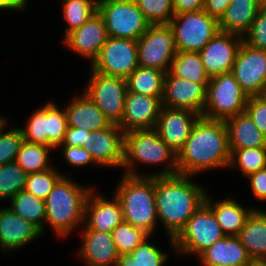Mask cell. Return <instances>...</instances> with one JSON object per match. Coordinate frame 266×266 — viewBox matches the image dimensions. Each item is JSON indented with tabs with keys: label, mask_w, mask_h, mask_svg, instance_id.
Listing matches in <instances>:
<instances>
[{
	"label": "cell",
	"mask_w": 266,
	"mask_h": 266,
	"mask_svg": "<svg viewBox=\"0 0 266 266\" xmlns=\"http://www.w3.org/2000/svg\"><path fill=\"white\" fill-rule=\"evenodd\" d=\"M230 161L228 131L224 121L200 116L177 154L178 174L227 168Z\"/></svg>",
	"instance_id": "1"
},
{
	"label": "cell",
	"mask_w": 266,
	"mask_h": 266,
	"mask_svg": "<svg viewBox=\"0 0 266 266\" xmlns=\"http://www.w3.org/2000/svg\"><path fill=\"white\" fill-rule=\"evenodd\" d=\"M189 179V175L183 174L155 177L157 218L163 223L173 247L174 239L205 202L207 194L203 186Z\"/></svg>",
	"instance_id": "2"
},
{
	"label": "cell",
	"mask_w": 266,
	"mask_h": 266,
	"mask_svg": "<svg viewBox=\"0 0 266 266\" xmlns=\"http://www.w3.org/2000/svg\"><path fill=\"white\" fill-rule=\"evenodd\" d=\"M92 189L63 175L45 199V224L58 236H69L84 222L85 203Z\"/></svg>",
	"instance_id": "3"
},
{
	"label": "cell",
	"mask_w": 266,
	"mask_h": 266,
	"mask_svg": "<svg viewBox=\"0 0 266 266\" xmlns=\"http://www.w3.org/2000/svg\"><path fill=\"white\" fill-rule=\"evenodd\" d=\"M114 195L120 201L124 221L152 236L158 222L155 177L124 174Z\"/></svg>",
	"instance_id": "4"
},
{
	"label": "cell",
	"mask_w": 266,
	"mask_h": 266,
	"mask_svg": "<svg viewBox=\"0 0 266 266\" xmlns=\"http://www.w3.org/2000/svg\"><path fill=\"white\" fill-rule=\"evenodd\" d=\"M145 165L168 164L161 172L146 174L145 177L169 176L178 174L177 154L160 138L155 129L134 130L125 133L124 163L125 175L144 177L137 173L136 163Z\"/></svg>",
	"instance_id": "5"
},
{
	"label": "cell",
	"mask_w": 266,
	"mask_h": 266,
	"mask_svg": "<svg viewBox=\"0 0 266 266\" xmlns=\"http://www.w3.org/2000/svg\"><path fill=\"white\" fill-rule=\"evenodd\" d=\"M248 95L231 72L210 78L202 117L221 120L245 112Z\"/></svg>",
	"instance_id": "6"
},
{
	"label": "cell",
	"mask_w": 266,
	"mask_h": 266,
	"mask_svg": "<svg viewBox=\"0 0 266 266\" xmlns=\"http://www.w3.org/2000/svg\"><path fill=\"white\" fill-rule=\"evenodd\" d=\"M177 51L199 52L219 31V21L203 10L173 16L168 24Z\"/></svg>",
	"instance_id": "7"
},
{
	"label": "cell",
	"mask_w": 266,
	"mask_h": 266,
	"mask_svg": "<svg viewBox=\"0 0 266 266\" xmlns=\"http://www.w3.org/2000/svg\"><path fill=\"white\" fill-rule=\"evenodd\" d=\"M97 12L103 18L108 37L138 40L150 26L135 1L102 0Z\"/></svg>",
	"instance_id": "8"
},
{
	"label": "cell",
	"mask_w": 266,
	"mask_h": 266,
	"mask_svg": "<svg viewBox=\"0 0 266 266\" xmlns=\"http://www.w3.org/2000/svg\"><path fill=\"white\" fill-rule=\"evenodd\" d=\"M224 236L212 210L203 203L174 239L173 249L181 255L192 253L198 256Z\"/></svg>",
	"instance_id": "9"
},
{
	"label": "cell",
	"mask_w": 266,
	"mask_h": 266,
	"mask_svg": "<svg viewBox=\"0 0 266 266\" xmlns=\"http://www.w3.org/2000/svg\"><path fill=\"white\" fill-rule=\"evenodd\" d=\"M68 128L65 109L61 110L55 102L46 104L33 112L26 128H21L24 141L43 144L53 149L64 141Z\"/></svg>",
	"instance_id": "10"
},
{
	"label": "cell",
	"mask_w": 266,
	"mask_h": 266,
	"mask_svg": "<svg viewBox=\"0 0 266 266\" xmlns=\"http://www.w3.org/2000/svg\"><path fill=\"white\" fill-rule=\"evenodd\" d=\"M176 53L174 34L168 24L150 25L137 40V57L140 67L156 68L168 72Z\"/></svg>",
	"instance_id": "11"
},
{
	"label": "cell",
	"mask_w": 266,
	"mask_h": 266,
	"mask_svg": "<svg viewBox=\"0 0 266 266\" xmlns=\"http://www.w3.org/2000/svg\"><path fill=\"white\" fill-rule=\"evenodd\" d=\"M90 76L84 93L104 113L111 124H119L124 112L126 79L107 76L92 70Z\"/></svg>",
	"instance_id": "12"
},
{
	"label": "cell",
	"mask_w": 266,
	"mask_h": 266,
	"mask_svg": "<svg viewBox=\"0 0 266 266\" xmlns=\"http://www.w3.org/2000/svg\"><path fill=\"white\" fill-rule=\"evenodd\" d=\"M138 66L137 40L108 37L91 70L126 79Z\"/></svg>",
	"instance_id": "13"
},
{
	"label": "cell",
	"mask_w": 266,
	"mask_h": 266,
	"mask_svg": "<svg viewBox=\"0 0 266 266\" xmlns=\"http://www.w3.org/2000/svg\"><path fill=\"white\" fill-rule=\"evenodd\" d=\"M231 73L248 96L260 95L266 89V50L243 41Z\"/></svg>",
	"instance_id": "14"
},
{
	"label": "cell",
	"mask_w": 266,
	"mask_h": 266,
	"mask_svg": "<svg viewBox=\"0 0 266 266\" xmlns=\"http://www.w3.org/2000/svg\"><path fill=\"white\" fill-rule=\"evenodd\" d=\"M242 42L241 35L219 31L199 51L209 78L231 72Z\"/></svg>",
	"instance_id": "15"
},
{
	"label": "cell",
	"mask_w": 266,
	"mask_h": 266,
	"mask_svg": "<svg viewBox=\"0 0 266 266\" xmlns=\"http://www.w3.org/2000/svg\"><path fill=\"white\" fill-rule=\"evenodd\" d=\"M207 85L178 78L166 72L162 106L172 109L191 110L202 116L206 102Z\"/></svg>",
	"instance_id": "16"
},
{
	"label": "cell",
	"mask_w": 266,
	"mask_h": 266,
	"mask_svg": "<svg viewBox=\"0 0 266 266\" xmlns=\"http://www.w3.org/2000/svg\"><path fill=\"white\" fill-rule=\"evenodd\" d=\"M161 107L162 97H150L127 91L124 112L118 125L124 133L155 129Z\"/></svg>",
	"instance_id": "17"
},
{
	"label": "cell",
	"mask_w": 266,
	"mask_h": 266,
	"mask_svg": "<svg viewBox=\"0 0 266 266\" xmlns=\"http://www.w3.org/2000/svg\"><path fill=\"white\" fill-rule=\"evenodd\" d=\"M199 117V114L191 110L162 106L155 130L168 147L178 154Z\"/></svg>",
	"instance_id": "18"
},
{
	"label": "cell",
	"mask_w": 266,
	"mask_h": 266,
	"mask_svg": "<svg viewBox=\"0 0 266 266\" xmlns=\"http://www.w3.org/2000/svg\"><path fill=\"white\" fill-rule=\"evenodd\" d=\"M125 133L118 124L93 132L92 142L84 148L97 165L121 167L124 163Z\"/></svg>",
	"instance_id": "19"
},
{
	"label": "cell",
	"mask_w": 266,
	"mask_h": 266,
	"mask_svg": "<svg viewBox=\"0 0 266 266\" xmlns=\"http://www.w3.org/2000/svg\"><path fill=\"white\" fill-rule=\"evenodd\" d=\"M108 38L103 18L95 12L80 28L70 32L65 38L68 48L88 58L92 63L99 56Z\"/></svg>",
	"instance_id": "20"
},
{
	"label": "cell",
	"mask_w": 266,
	"mask_h": 266,
	"mask_svg": "<svg viewBox=\"0 0 266 266\" xmlns=\"http://www.w3.org/2000/svg\"><path fill=\"white\" fill-rule=\"evenodd\" d=\"M91 190L85 203L83 230H94L111 233L112 230L121 224L123 219L120 201L115 197L108 200L106 197Z\"/></svg>",
	"instance_id": "21"
},
{
	"label": "cell",
	"mask_w": 266,
	"mask_h": 266,
	"mask_svg": "<svg viewBox=\"0 0 266 266\" xmlns=\"http://www.w3.org/2000/svg\"><path fill=\"white\" fill-rule=\"evenodd\" d=\"M42 235L30 221L16 215L9 207H0V246L2 252L20 249Z\"/></svg>",
	"instance_id": "22"
},
{
	"label": "cell",
	"mask_w": 266,
	"mask_h": 266,
	"mask_svg": "<svg viewBox=\"0 0 266 266\" xmlns=\"http://www.w3.org/2000/svg\"><path fill=\"white\" fill-rule=\"evenodd\" d=\"M80 257L87 266H116L119 258L111 233L83 230Z\"/></svg>",
	"instance_id": "23"
},
{
	"label": "cell",
	"mask_w": 266,
	"mask_h": 266,
	"mask_svg": "<svg viewBox=\"0 0 266 266\" xmlns=\"http://www.w3.org/2000/svg\"><path fill=\"white\" fill-rule=\"evenodd\" d=\"M198 256L202 266H245L251 260L238 236H224Z\"/></svg>",
	"instance_id": "24"
},
{
	"label": "cell",
	"mask_w": 266,
	"mask_h": 266,
	"mask_svg": "<svg viewBox=\"0 0 266 266\" xmlns=\"http://www.w3.org/2000/svg\"><path fill=\"white\" fill-rule=\"evenodd\" d=\"M65 111L68 127H76L94 132L111 125V122L105 117L104 113L84 92L82 96L74 97L71 103L65 107Z\"/></svg>",
	"instance_id": "25"
},
{
	"label": "cell",
	"mask_w": 266,
	"mask_h": 266,
	"mask_svg": "<svg viewBox=\"0 0 266 266\" xmlns=\"http://www.w3.org/2000/svg\"><path fill=\"white\" fill-rule=\"evenodd\" d=\"M229 149L266 147V137L246 112L226 119Z\"/></svg>",
	"instance_id": "26"
},
{
	"label": "cell",
	"mask_w": 266,
	"mask_h": 266,
	"mask_svg": "<svg viewBox=\"0 0 266 266\" xmlns=\"http://www.w3.org/2000/svg\"><path fill=\"white\" fill-rule=\"evenodd\" d=\"M213 212L225 236H238L245 225L247 217L255 208L245 209L232 198L212 202L206 194L204 202Z\"/></svg>",
	"instance_id": "27"
},
{
	"label": "cell",
	"mask_w": 266,
	"mask_h": 266,
	"mask_svg": "<svg viewBox=\"0 0 266 266\" xmlns=\"http://www.w3.org/2000/svg\"><path fill=\"white\" fill-rule=\"evenodd\" d=\"M260 9L259 0H232L218 20L220 31L243 36Z\"/></svg>",
	"instance_id": "28"
},
{
	"label": "cell",
	"mask_w": 266,
	"mask_h": 266,
	"mask_svg": "<svg viewBox=\"0 0 266 266\" xmlns=\"http://www.w3.org/2000/svg\"><path fill=\"white\" fill-rule=\"evenodd\" d=\"M238 237L251 259L266 260V211L254 209Z\"/></svg>",
	"instance_id": "29"
},
{
	"label": "cell",
	"mask_w": 266,
	"mask_h": 266,
	"mask_svg": "<svg viewBox=\"0 0 266 266\" xmlns=\"http://www.w3.org/2000/svg\"><path fill=\"white\" fill-rule=\"evenodd\" d=\"M166 72L138 66L127 78V91L150 97H162Z\"/></svg>",
	"instance_id": "30"
},
{
	"label": "cell",
	"mask_w": 266,
	"mask_h": 266,
	"mask_svg": "<svg viewBox=\"0 0 266 266\" xmlns=\"http://www.w3.org/2000/svg\"><path fill=\"white\" fill-rule=\"evenodd\" d=\"M169 72L178 78L202 85H207L210 80L203 67L199 52L177 51Z\"/></svg>",
	"instance_id": "31"
},
{
	"label": "cell",
	"mask_w": 266,
	"mask_h": 266,
	"mask_svg": "<svg viewBox=\"0 0 266 266\" xmlns=\"http://www.w3.org/2000/svg\"><path fill=\"white\" fill-rule=\"evenodd\" d=\"M11 200L10 209L23 219L30 221L41 232L45 229V200L37 198L25 190L17 193Z\"/></svg>",
	"instance_id": "32"
},
{
	"label": "cell",
	"mask_w": 266,
	"mask_h": 266,
	"mask_svg": "<svg viewBox=\"0 0 266 266\" xmlns=\"http://www.w3.org/2000/svg\"><path fill=\"white\" fill-rule=\"evenodd\" d=\"M52 147L23 141L15 162L27 173L42 172L52 168L49 161V150Z\"/></svg>",
	"instance_id": "33"
},
{
	"label": "cell",
	"mask_w": 266,
	"mask_h": 266,
	"mask_svg": "<svg viewBox=\"0 0 266 266\" xmlns=\"http://www.w3.org/2000/svg\"><path fill=\"white\" fill-rule=\"evenodd\" d=\"M145 239L130 254L119 255L116 266H163L166 255Z\"/></svg>",
	"instance_id": "34"
},
{
	"label": "cell",
	"mask_w": 266,
	"mask_h": 266,
	"mask_svg": "<svg viewBox=\"0 0 266 266\" xmlns=\"http://www.w3.org/2000/svg\"><path fill=\"white\" fill-rule=\"evenodd\" d=\"M229 167H240L242 175L249 174L266 168V147L248 149H229Z\"/></svg>",
	"instance_id": "35"
},
{
	"label": "cell",
	"mask_w": 266,
	"mask_h": 266,
	"mask_svg": "<svg viewBox=\"0 0 266 266\" xmlns=\"http://www.w3.org/2000/svg\"><path fill=\"white\" fill-rule=\"evenodd\" d=\"M27 175L15 161L0 166V201L9 200L24 190Z\"/></svg>",
	"instance_id": "36"
},
{
	"label": "cell",
	"mask_w": 266,
	"mask_h": 266,
	"mask_svg": "<svg viewBox=\"0 0 266 266\" xmlns=\"http://www.w3.org/2000/svg\"><path fill=\"white\" fill-rule=\"evenodd\" d=\"M111 235L119 255L130 254L140 243L150 237V234L142 228L125 221L116 226Z\"/></svg>",
	"instance_id": "37"
},
{
	"label": "cell",
	"mask_w": 266,
	"mask_h": 266,
	"mask_svg": "<svg viewBox=\"0 0 266 266\" xmlns=\"http://www.w3.org/2000/svg\"><path fill=\"white\" fill-rule=\"evenodd\" d=\"M63 16L68 26L65 28V37L72 31L80 28L95 12L97 8L85 0H61Z\"/></svg>",
	"instance_id": "38"
},
{
	"label": "cell",
	"mask_w": 266,
	"mask_h": 266,
	"mask_svg": "<svg viewBox=\"0 0 266 266\" xmlns=\"http://www.w3.org/2000/svg\"><path fill=\"white\" fill-rule=\"evenodd\" d=\"M150 25L169 24L174 13L173 0H135Z\"/></svg>",
	"instance_id": "39"
},
{
	"label": "cell",
	"mask_w": 266,
	"mask_h": 266,
	"mask_svg": "<svg viewBox=\"0 0 266 266\" xmlns=\"http://www.w3.org/2000/svg\"><path fill=\"white\" fill-rule=\"evenodd\" d=\"M62 176L53 167L42 172L30 173L27 175L24 190L45 200Z\"/></svg>",
	"instance_id": "40"
},
{
	"label": "cell",
	"mask_w": 266,
	"mask_h": 266,
	"mask_svg": "<svg viewBox=\"0 0 266 266\" xmlns=\"http://www.w3.org/2000/svg\"><path fill=\"white\" fill-rule=\"evenodd\" d=\"M0 129V166L16 160L21 143L24 141L21 128H12L4 132Z\"/></svg>",
	"instance_id": "41"
},
{
	"label": "cell",
	"mask_w": 266,
	"mask_h": 266,
	"mask_svg": "<svg viewBox=\"0 0 266 266\" xmlns=\"http://www.w3.org/2000/svg\"><path fill=\"white\" fill-rule=\"evenodd\" d=\"M243 41L254 48L266 50V8L259 10L249 30L243 35Z\"/></svg>",
	"instance_id": "42"
},
{
	"label": "cell",
	"mask_w": 266,
	"mask_h": 266,
	"mask_svg": "<svg viewBox=\"0 0 266 266\" xmlns=\"http://www.w3.org/2000/svg\"><path fill=\"white\" fill-rule=\"evenodd\" d=\"M245 112L252 119L255 126L263 133L266 137V103L259 96H249Z\"/></svg>",
	"instance_id": "43"
},
{
	"label": "cell",
	"mask_w": 266,
	"mask_h": 266,
	"mask_svg": "<svg viewBox=\"0 0 266 266\" xmlns=\"http://www.w3.org/2000/svg\"><path fill=\"white\" fill-rule=\"evenodd\" d=\"M63 148V157L67 161V163L72 165L73 167H83L88 165V163H93L97 165L93 159L91 158L90 154L84 147H76V146H62Z\"/></svg>",
	"instance_id": "44"
},
{
	"label": "cell",
	"mask_w": 266,
	"mask_h": 266,
	"mask_svg": "<svg viewBox=\"0 0 266 266\" xmlns=\"http://www.w3.org/2000/svg\"><path fill=\"white\" fill-rule=\"evenodd\" d=\"M93 132L81 128L68 127L64 141L60 146L84 147L86 143L92 142Z\"/></svg>",
	"instance_id": "45"
},
{
	"label": "cell",
	"mask_w": 266,
	"mask_h": 266,
	"mask_svg": "<svg viewBox=\"0 0 266 266\" xmlns=\"http://www.w3.org/2000/svg\"><path fill=\"white\" fill-rule=\"evenodd\" d=\"M253 195L259 201H266V168L247 176Z\"/></svg>",
	"instance_id": "46"
},
{
	"label": "cell",
	"mask_w": 266,
	"mask_h": 266,
	"mask_svg": "<svg viewBox=\"0 0 266 266\" xmlns=\"http://www.w3.org/2000/svg\"><path fill=\"white\" fill-rule=\"evenodd\" d=\"M205 0H173L174 13L196 12L203 10Z\"/></svg>",
	"instance_id": "47"
},
{
	"label": "cell",
	"mask_w": 266,
	"mask_h": 266,
	"mask_svg": "<svg viewBox=\"0 0 266 266\" xmlns=\"http://www.w3.org/2000/svg\"><path fill=\"white\" fill-rule=\"evenodd\" d=\"M231 1L232 0H205L203 11L219 20Z\"/></svg>",
	"instance_id": "48"
},
{
	"label": "cell",
	"mask_w": 266,
	"mask_h": 266,
	"mask_svg": "<svg viewBox=\"0 0 266 266\" xmlns=\"http://www.w3.org/2000/svg\"><path fill=\"white\" fill-rule=\"evenodd\" d=\"M26 5V0H0V10H25Z\"/></svg>",
	"instance_id": "49"
},
{
	"label": "cell",
	"mask_w": 266,
	"mask_h": 266,
	"mask_svg": "<svg viewBox=\"0 0 266 266\" xmlns=\"http://www.w3.org/2000/svg\"><path fill=\"white\" fill-rule=\"evenodd\" d=\"M245 266H266V260L251 259Z\"/></svg>",
	"instance_id": "50"
},
{
	"label": "cell",
	"mask_w": 266,
	"mask_h": 266,
	"mask_svg": "<svg viewBox=\"0 0 266 266\" xmlns=\"http://www.w3.org/2000/svg\"><path fill=\"white\" fill-rule=\"evenodd\" d=\"M85 1L91 2L97 8L102 0H85Z\"/></svg>",
	"instance_id": "51"
},
{
	"label": "cell",
	"mask_w": 266,
	"mask_h": 266,
	"mask_svg": "<svg viewBox=\"0 0 266 266\" xmlns=\"http://www.w3.org/2000/svg\"><path fill=\"white\" fill-rule=\"evenodd\" d=\"M6 122H7V121L5 120V118H2V117L0 116V129H1L4 125L7 124Z\"/></svg>",
	"instance_id": "52"
},
{
	"label": "cell",
	"mask_w": 266,
	"mask_h": 266,
	"mask_svg": "<svg viewBox=\"0 0 266 266\" xmlns=\"http://www.w3.org/2000/svg\"><path fill=\"white\" fill-rule=\"evenodd\" d=\"M266 103V89L259 95Z\"/></svg>",
	"instance_id": "53"
},
{
	"label": "cell",
	"mask_w": 266,
	"mask_h": 266,
	"mask_svg": "<svg viewBox=\"0 0 266 266\" xmlns=\"http://www.w3.org/2000/svg\"><path fill=\"white\" fill-rule=\"evenodd\" d=\"M261 8H266V0H259Z\"/></svg>",
	"instance_id": "54"
}]
</instances>
